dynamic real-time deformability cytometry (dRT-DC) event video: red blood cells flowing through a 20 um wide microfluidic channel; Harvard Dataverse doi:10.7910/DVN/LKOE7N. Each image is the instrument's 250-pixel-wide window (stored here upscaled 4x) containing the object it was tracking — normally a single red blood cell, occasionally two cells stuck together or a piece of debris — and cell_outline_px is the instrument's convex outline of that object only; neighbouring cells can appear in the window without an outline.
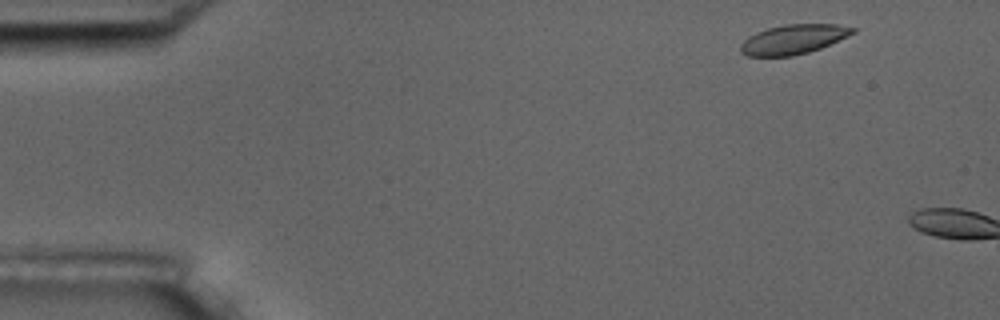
{"species": "common noctule bat (a hibernating species)", "species_latin": "Nyctalus noctula", "temperature_condition": "room temperature", "stored_images_in_passage": 3, "camera_frame_rate_fps": 3000, "um_per_image_px": 0.085, "animal": {"sex": "male", "body_mass_g": 17.5, "forearm_length_mm": 52.3}, "frame": {"image": 1, "passage_image": 2, "time_ms": 1.0, "image_size_px": [1000, 320], "cell_outline_px": [[856, 32], [848, 36], [820, 48], [808, 52], [792, 56], [748, 56], [740, 52], [740, 44], [748, 36], [756, 32], [768, 28], [784, 24], [836, 24], [856, 28]], "centroid_in_image_um": [67.42, 3.34], "position_along_channel_um": 17.6, "area_um2": 19.31}}